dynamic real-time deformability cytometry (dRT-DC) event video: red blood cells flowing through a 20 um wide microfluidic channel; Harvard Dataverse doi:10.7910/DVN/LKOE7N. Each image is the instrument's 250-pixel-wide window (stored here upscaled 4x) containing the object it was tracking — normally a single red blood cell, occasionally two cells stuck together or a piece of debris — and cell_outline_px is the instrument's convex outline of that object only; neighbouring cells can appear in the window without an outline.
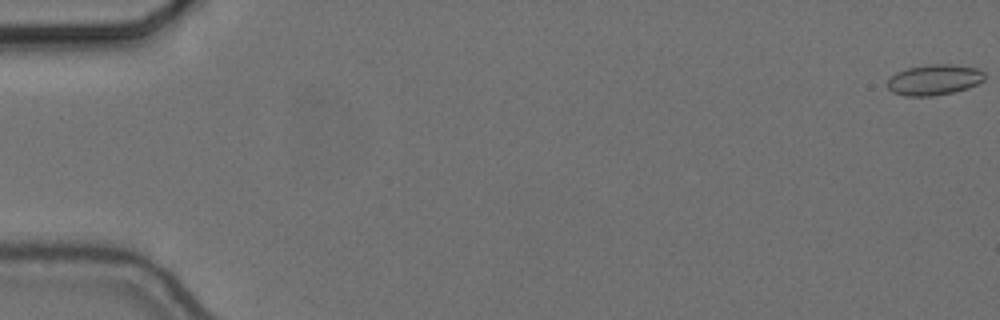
{"species": "common noctule bat (a hibernating species)", "species_latin": "Nyctalus noctula", "temperature_condition": "cold", "stored_images_in_passage": 57, "camera_frame_rate_fps": 3000, "um_per_image_px": 0.085, "animal": {"sex": "female", "body_mass_g": 24.6, "forearm_length_mm": 56.2}, "frame": {"image": 1, "passage_image": 1, "time_ms": 0.0, "image_size_px": [1000, 320], "cell_outline_px": [[984, 80], [968, 88], [952, 92], [932, 96], [904, 96], [892, 92], [888, 88], [888, 80], [896, 72], [908, 68], [928, 64], [952, 64], [976, 68], [984, 72]], "centroid_in_image_um": [79.4, 6.78], "position_along_channel_um": 5.6, "area_um2": 17.28}}
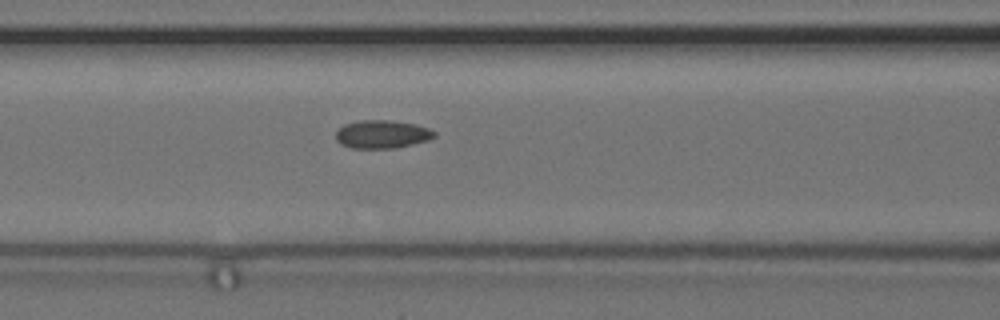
{"frame": {"image": 2, "passage_image": 25, "time_ms": 8.0, "image_size_px": [1000, 320], "cell_outline_px": [[436, 136], [428, 140], [396, 148], [352, 148], [340, 144], [336, 140], [336, 132], [344, 124], [360, 120], [388, 120], [416, 124], [428, 128], [436, 132]], "centroid_in_image_um": [32.47, 11.41], "position_along_channel_um": 134.1, "area_um2": 16.18}}
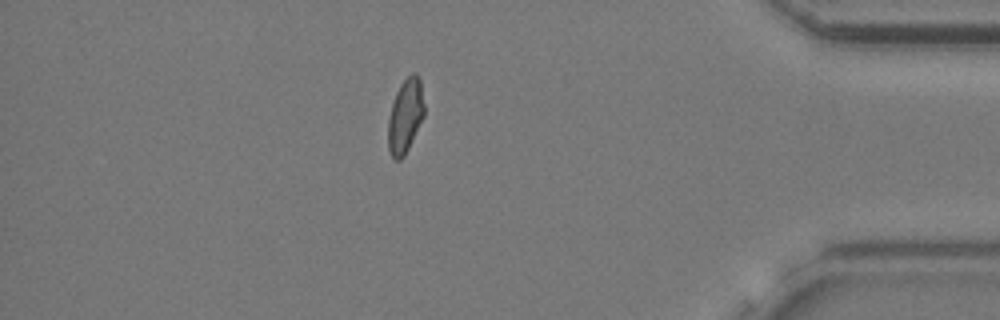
{"frame": {"image": 3, "passage_image": 50, "time_ms": 16.333, "image_size_px": [1000, 320], "cell_outline_px": [[424, 116], [404, 156], [400, 160], [396, 160], [392, 156], [388, 148], [388, 120], [392, 104], [396, 92], [400, 84], [412, 72], [416, 72], [420, 80], [424, 104]], "centroid_in_image_um": [34.45, 9.84], "position_along_channel_um": 400.8, "area_um2": 15.49}, "authors_computed_cell_mechanics": {"area_um2": 16.184, "velocity_mm_per_s": 3.6595, "shape_relaxation_time_tau1_ms": null, "shape_relaxation_time_tau2_ms": 1.519, "deformation_change_tau1": null, "deformation_change_tau2": 0.0595}}